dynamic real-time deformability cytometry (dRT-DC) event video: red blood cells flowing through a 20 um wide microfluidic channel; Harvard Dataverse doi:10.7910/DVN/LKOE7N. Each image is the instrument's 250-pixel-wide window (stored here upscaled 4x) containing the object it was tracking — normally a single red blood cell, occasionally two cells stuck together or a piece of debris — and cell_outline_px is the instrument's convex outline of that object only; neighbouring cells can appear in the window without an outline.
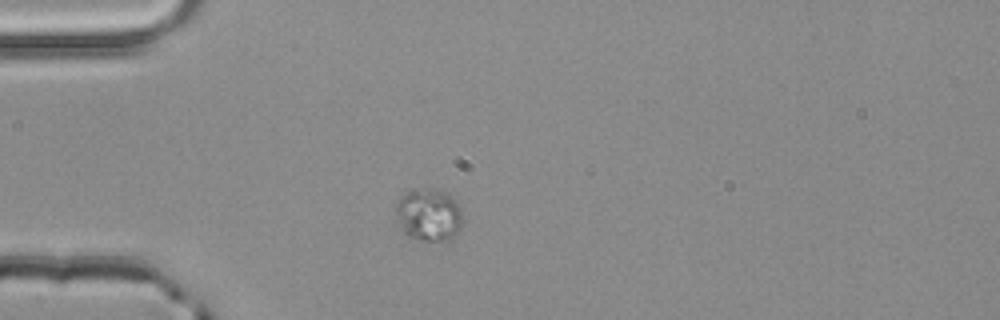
{"species": "common noctule bat (a hibernating species)", "species_latin": "Nyctalus noctula", "temperature_condition": "room temperature", "stored_images_in_passage": 39, "camera_frame_rate_fps": 3000, "um_per_image_px": 0.085, "animal": {"sex": "male", "body_mass_g": 20.4}, "frame": {"image": 1, "passage_image": 1, "time_ms": 0.0, "image_size_px": [1000, 320], "cell_outline_px": [[464, 216], [460, 228], [448, 240], [420, 240], [408, 236], [404, 232], [396, 212], [396, 208], [400, 200], [408, 192], [428, 188], [440, 188], [448, 192], [460, 208]], "centroid_in_image_um": [36.51, 18.24], "position_along_channel_um": 48.5, "area_um2": 20.06}}
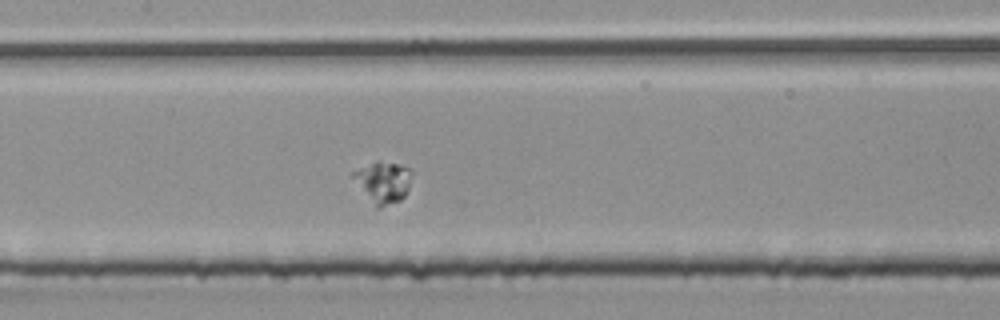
{"frame": {"image": 2, "passage_image": 12, "time_ms": 3.667, "image_size_px": [1000, 320], "cell_outline_px": [[412, 172], [408, 188], [404, 196], [400, 200], [380, 208], [376, 208], [348, 176], [352, 172], [360, 168], [372, 164], [396, 164], [408, 168]], "centroid_in_image_um": [32.5, 15.54], "position_along_channel_um": 174.9, "area_um2": 13.81}}
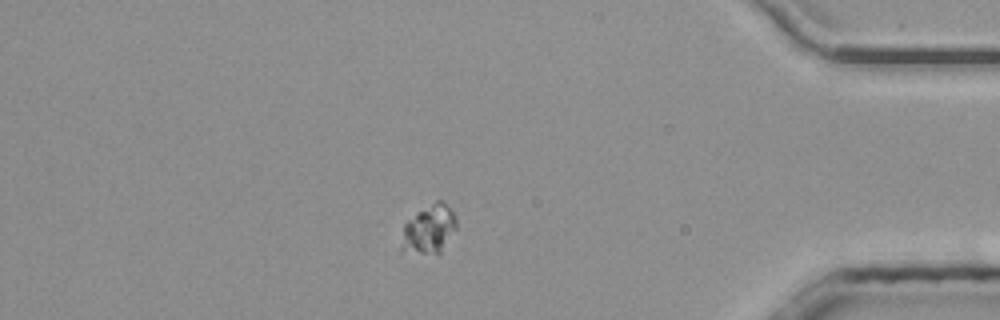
{"frame": {"image": 3, "passage_image": 32, "time_ms": 10.333, "image_size_px": [1000, 320], "cell_outline_px": [[456, 228], [440, 252], [400, 252], [400, 248], [404, 224], [416, 212], [436, 200], [440, 200], [456, 216]], "centroid_in_image_um": [36.43, 19.47], "position_along_channel_um": 398.8, "area_um2": 15.26}}